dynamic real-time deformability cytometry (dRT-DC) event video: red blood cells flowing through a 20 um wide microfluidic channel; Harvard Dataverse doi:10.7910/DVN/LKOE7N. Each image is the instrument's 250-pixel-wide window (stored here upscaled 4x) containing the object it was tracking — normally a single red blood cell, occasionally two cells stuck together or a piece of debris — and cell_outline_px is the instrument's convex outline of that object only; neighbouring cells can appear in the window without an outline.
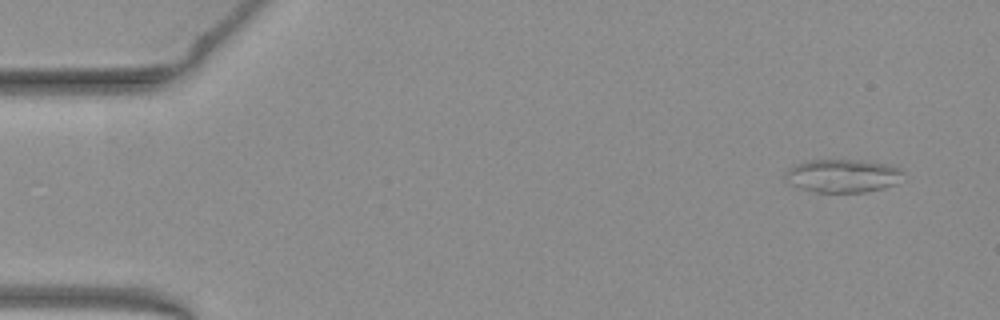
{"species": "common noctule bat (a hibernating species)", "species_latin": "Nyctalus noctula", "temperature_condition": "warm", "stored_images_in_passage": 20, "camera_frame_rate_fps": 3000, "um_per_image_px": 0.085, "animal": {"sex": "female", "body_mass_g": 19.3, "forearm_length_mm": 54.1}, "frame": {"image": 1, "passage_image": 1, "time_ms": 0.0, "image_size_px": [1000, 320], "cell_outline_px": [[904, 172], [896, 184], [884, 188], [864, 192], [816, 192], [800, 188], [788, 184], [784, 176], [784, 172], [788, 168], [812, 160], [860, 160], [892, 164], [900, 168]], "centroid_in_image_um": [71.64, 14.94], "position_along_channel_um": 13.4, "area_um2": 22.95}}
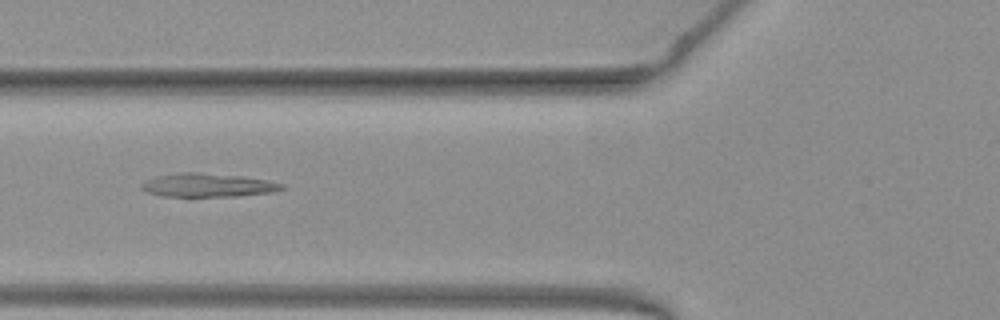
{"frame": {"image": 2, "passage_image": 17, "time_ms": 5.333, "image_size_px": [1000, 320], "cell_outline_px": [[288, 188], [272, 192], [240, 196], [160, 196], [148, 192], [140, 188], [140, 184], [156, 176], [180, 172], [196, 172], [244, 176], [268, 180], [284, 184]], "centroid_in_image_um": [17.71, 15.73], "position_along_channel_um": 108.1, "area_um2": 19.42}}
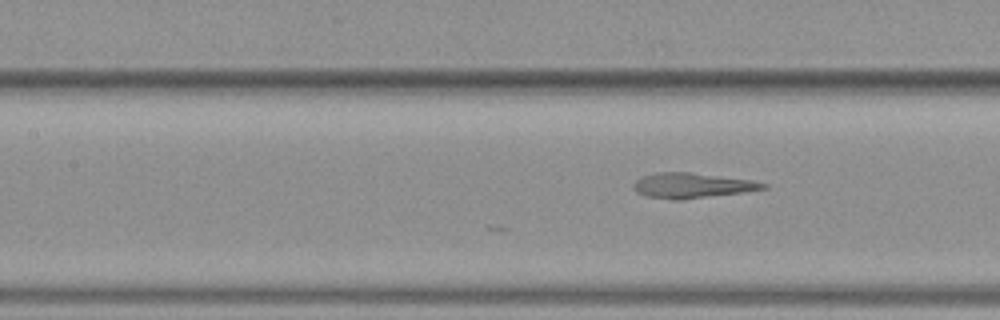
{"frame": {"image": 3, "passage_image": 20, "time_ms": 6.333, "image_size_px": [1000, 320], "cell_outline_px": [[768, 188], [744, 192], [680, 200], [672, 200], [648, 196], [636, 192], [632, 188], [632, 184], [636, 180], [644, 176], [656, 172], [692, 172], [752, 180], [768, 184]], "centroid_in_image_um": [58.82, 15.76], "position_along_channel_um": 148.6, "area_um2": 19.07}}